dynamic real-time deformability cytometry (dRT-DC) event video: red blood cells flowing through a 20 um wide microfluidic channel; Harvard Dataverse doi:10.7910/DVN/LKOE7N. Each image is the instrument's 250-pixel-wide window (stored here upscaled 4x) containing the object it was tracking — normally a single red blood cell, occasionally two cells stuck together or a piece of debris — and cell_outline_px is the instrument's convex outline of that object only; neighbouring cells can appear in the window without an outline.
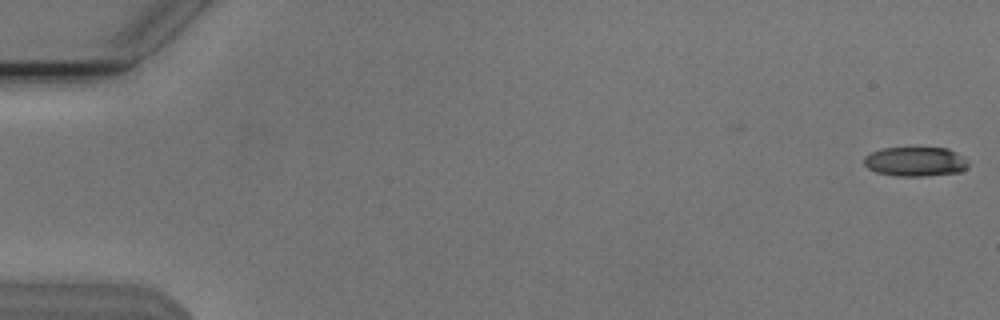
{"species": "Egyptian fruit bat (a non-hibernating species)", "species_latin": "Rousettus aegyptiacus", "temperature_condition": "cold", "stored_images_in_passage": 48, "camera_frame_rate_fps": 3000, "um_per_image_px": 0.085, "animal": {"sex": "male"}, "frame": {"image": 1, "passage_image": 1, "time_ms": 0.0, "image_size_px": [1000, 320], "cell_outline_px": [[968, 168], [960, 172], [928, 176], [896, 176], [876, 172], [868, 168], [864, 164], [864, 156], [880, 148], [948, 148], [956, 152], [968, 164]], "centroid_in_image_um": [77.78, 13.74], "position_along_channel_um": 7.2, "area_um2": 17.86}}
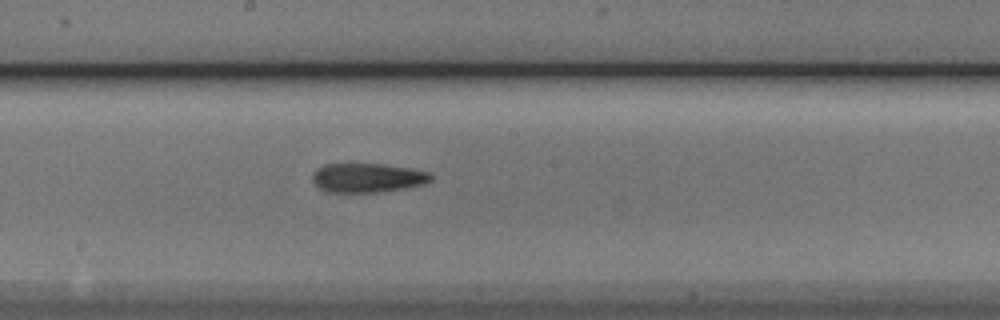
{"frame": {"image": 2, "passage_image": 30, "time_ms": 9.667, "image_size_px": [1000, 320], "cell_outline_px": [[432, 180], [424, 184], [404, 188], [380, 192], [328, 192], [320, 188], [312, 180], [312, 172], [316, 168], [324, 164], [384, 164], [412, 168], [432, 172]], "centroid_in_image_um": [31.26, 15.1], "position_along_channel_um": 216.9, "area_um2": 20.35}}
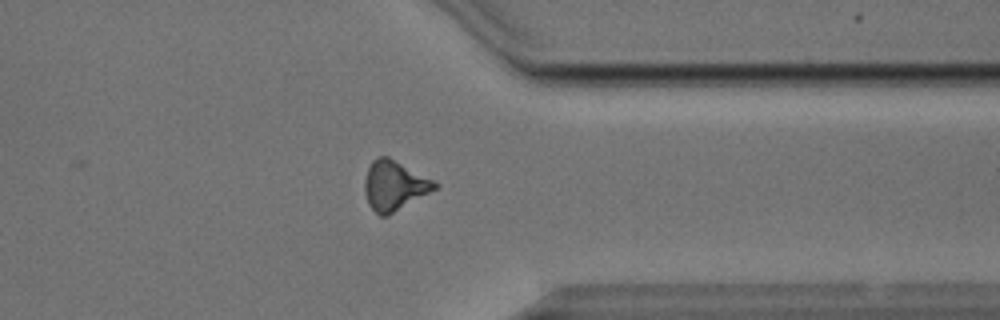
{"frame": {"image": 3, "passage_image": 43, "time_ms": 14.0, "image_size_px": [1000, 320], "cell_outline_px": [[440, 184], [436, 188], [388, 216], [380, 216], [368, 204], [364, 192], [364, 180], [368, 168], [372, 160], [376, 156], [388, 156]], "centroid_in_image_um": [33.47, 15.77], "position_along_channel_um": 377.9, "area_um2": 20.11}, "authors_computed_cell_mechanics": {"area_um2": 19.4786, "velocity_mm_per_s": 3.8154, "shape_relaxation_time_tau1_ms": null, "shape_relaxation_time_tau2_ms": 6.4225, "deformation_change_tau1": null, "deformation_change_tau2": 0.1822}}